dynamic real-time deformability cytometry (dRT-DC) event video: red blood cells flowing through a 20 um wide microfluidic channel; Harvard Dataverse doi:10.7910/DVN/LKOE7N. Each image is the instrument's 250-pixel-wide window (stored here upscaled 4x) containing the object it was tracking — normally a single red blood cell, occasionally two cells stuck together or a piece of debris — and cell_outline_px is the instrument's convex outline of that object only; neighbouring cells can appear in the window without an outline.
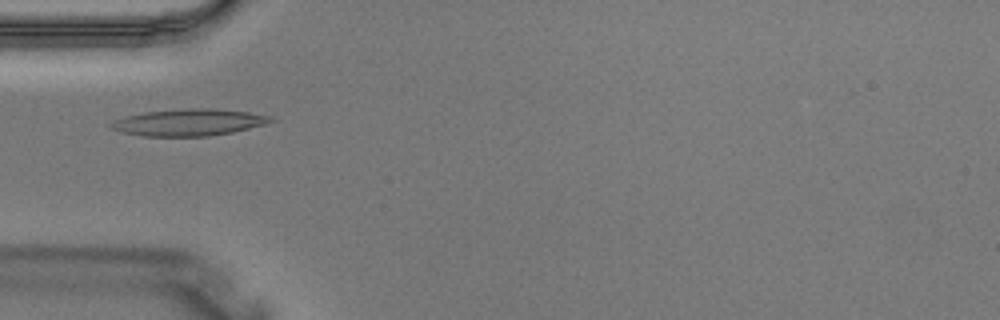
{"species": "Egyptian fruit bat (a non-hibernating species)", "species_latin": "Rousettus aegyptiacus", "temperature_condition": "warm", "stored_images_in_passage": 4, "camera_frame_rate_fps": 3000, "um_per_image_px": 0.085, "animal": {"sex": "male"}, "frame": {"image": 1, "passage_image": 4, "time_ms": 1.0, "image_size_px": [1000, 320], "cell_outline_px": [[276, 120], [264, 124], [232, 132], [208, 136], [140, 136], [120, 132], [108, 128], [108, 124], [116, 120], [128, 116], [144, 112], [188, 108], [212, 108], [248, 112], [272, 116]], "centroid_in_image_um": [16.02, 10.4], "position_along_channel_um": 69.0, "area_um2": 24.91}}